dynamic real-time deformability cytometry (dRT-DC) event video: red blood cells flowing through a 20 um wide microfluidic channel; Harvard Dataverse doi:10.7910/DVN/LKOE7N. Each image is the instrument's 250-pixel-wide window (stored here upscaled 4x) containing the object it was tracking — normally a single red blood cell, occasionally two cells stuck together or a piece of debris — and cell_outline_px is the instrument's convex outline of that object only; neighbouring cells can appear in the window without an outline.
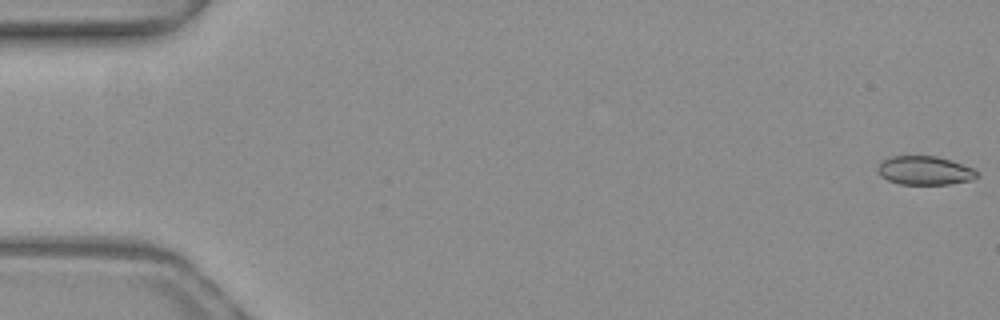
{"species": "common noctule bat (a hibernating species)", "species_latin": "Nyctalus noctula", "temperature_condition": "warm", "stored_images_in_passage": 23, "camera_frame_rate_fps": 3000, "um_per_image_px": 0.085, "animal": {"sex": "female", "body_mass_g": 19.3, "forearm_length_mm": 54.1}, "frame": {"image": 1, "passage_image": 1, "time_ms": 0.0, "image_size_px": [1000, 320], "cell_outline_px": [[980, 176], [972, 180], [948, 184], [900, 184], [888, 180], [880, 176], [876, 168], [888, 156], [936, 156], [952, 160], [972, 168], [980, 172]], "centroid_in_image_um": [78.63, 14.49], "position_along_channel_um": 6.4, "area_um2": 16.76}}
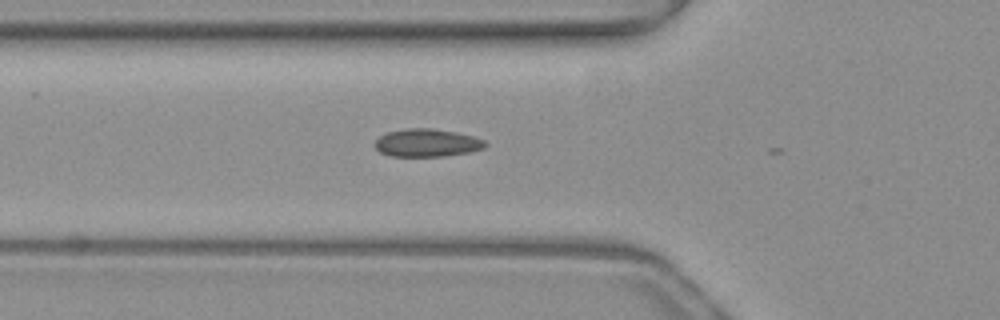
{"frame": {"image": 2, "passage_image": 19, "time_ms": 6.0, "image_size_px": [1000, 320], "cell_outline_px": [[488, 144], [484, 148], [472, 152], [444, 156], [392, 156], [380, 152], [372, 144], [380, 136], [388, 132], [404, 128], [432, 128], [456, 132], [472, 136], [484, 140]], "centroid_in_image_um": [36.29, 12.14], "position_along_channel_um": 89.5, "area_um2": 18.03}}
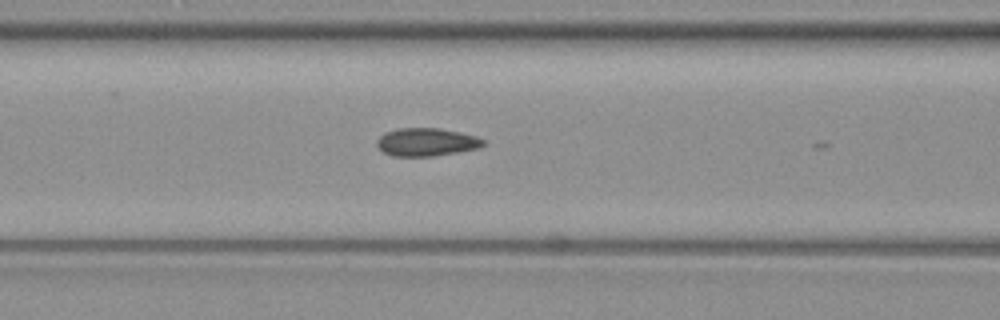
{"frame": {"image": 3, "passage_image": 22, "time_ms": 7.0, "image_size_px": [1000, 320], "cell_outline_px": [[488, 144], [480, 148], [432, 156], [392, 156], [384, 152], [376, 144], [376, 140], [384, 132], [396, 128], [440, 128], [460, 132], [476, 136], [484, 140]], "centroid_in_image_um": [36.26, 12.07], "position_along_channel_um": 130.3, "area_um2": 17.51}}